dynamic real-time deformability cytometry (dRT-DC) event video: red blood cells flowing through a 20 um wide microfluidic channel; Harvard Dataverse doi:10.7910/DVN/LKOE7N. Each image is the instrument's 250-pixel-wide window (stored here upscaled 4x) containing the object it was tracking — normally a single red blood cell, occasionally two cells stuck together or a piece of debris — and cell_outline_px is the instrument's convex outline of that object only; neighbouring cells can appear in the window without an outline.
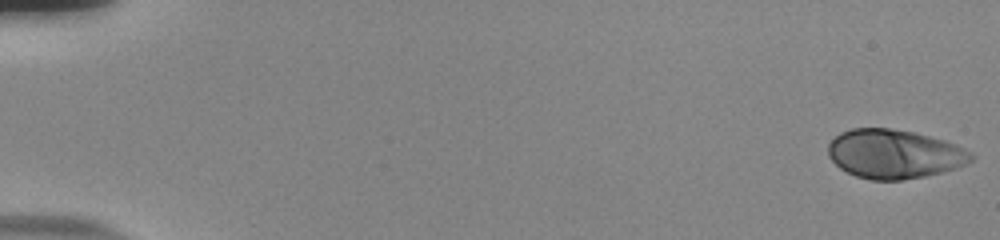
{"species": "human", "species_latin": "Homo sapiens", "temperature_condition": "room temperature", "stored_images_in_passage": 54, "camera_frame_rate_fps": 3000, "um_per_image_px": 0.085, "donor": {"sex": "male"}, "frame": {"image": 1, "passage_image": 1, "time_ms": 0.0, "image_size_px": [1000, 240], "cell_outline_px": [[976, 156], [972, 160], [956, 168], [924, 176], [900, 180], [872, 180], [856, 176], [840, 168], [828, 156], [828, 144], [840, 132], [852, 128], [888, 128], [912, 132], [944, 140], [956, 144], [972, 152]], "centroid_in_image_um": [76.01, 13.08], "position_along_channel_um": 9.0, "area_um2": 40.69}}
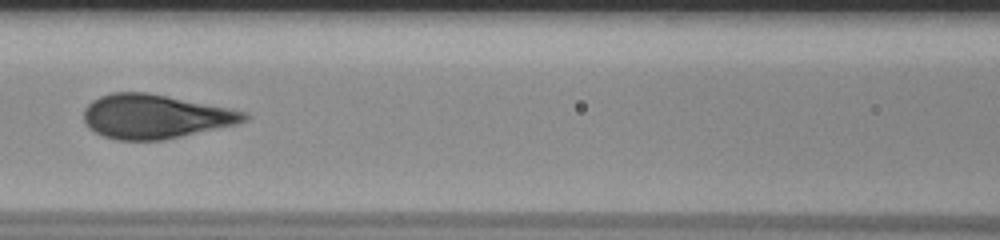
{"frame": {"image": 2, "passage_image": 26, "time_ms": 8.333, "image_size_px": [1000, 240], "cell_outline_px": [[252, 116], [248, 120], [236, 124], [164, 140], [116, 140], [104, 136], [88, 128], [84, 124], [84, 108], [92, 100], [100, 96], [112, 92], [144, 92], [228, 108], [248, 112]], "centroid_in_image_um": [13.17, 9.91], "position_along_channel_um": 153.4, "area_um2": 41.1}}
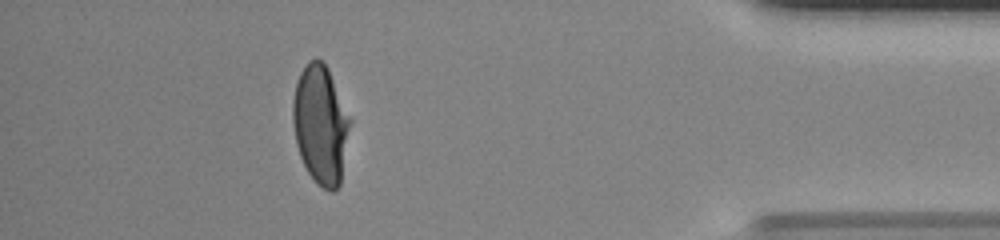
{"frame": {"image": 3, "passage_image": 49, "time_ms": 16.0, "image_size_px": [1000, 240], "cell_outline_px": [[352, 120], [340, 184], [332, 192], [328, 192], [316, 184], [308, 172], [300, 156], [296, 144], [292, 120], [292, 104], [296, 84], [300, 72], [308, 60], [316, 56], [324, 60], [328, 68]], "centroid_in_image_um": [27.25, 10.56], "position_along_channel_um": 407.9, "area_um2": 40.17}, "authors_computed_cell_mechanics": {"area_um2": 40.8068, "velocity_mm_per_s": 3.8528, "shape_relaxation_time_tau1_ms": 4.8466, "shape_relaxation_time_tau2_ms": null, "deformation_change_tau1": 0.2218, "deformation_change_tau2": null}}